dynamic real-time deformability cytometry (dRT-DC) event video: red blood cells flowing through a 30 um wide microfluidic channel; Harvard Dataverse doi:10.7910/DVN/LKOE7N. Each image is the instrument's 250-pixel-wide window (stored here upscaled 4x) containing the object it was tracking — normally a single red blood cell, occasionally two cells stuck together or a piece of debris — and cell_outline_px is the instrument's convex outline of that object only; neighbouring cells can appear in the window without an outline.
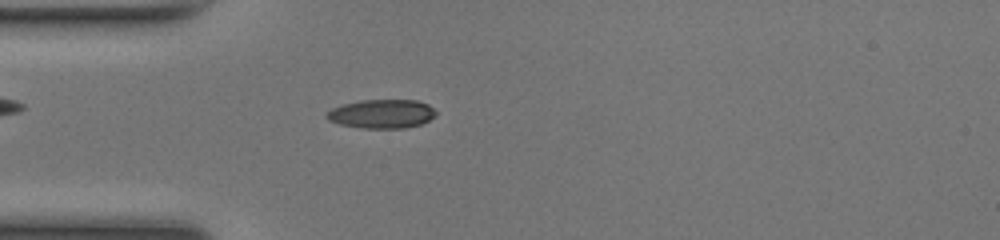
{"species": "common noctule bat (a hibernating species)", "species_latin": "Nyctalus noctula", "temperature_condition": "room temperature", "stored_images_in_passage": 46, "camera_frame_rate_fps": 3000, "um_per_image_px": 0.085, "animal": {"sex": "female", "body_mass_g": 17.0, "forearm_length_mm": 48.0}, "frame": {"image": 1, "passage_image": 11, "time_ms": 3.333, "image_size_px": [1000, 240], "cell_outline_px": [[436, 116], [420, 124], [404, 128], [364, 128], [340, 124], [328, 120], [324, 116], [332, 108], [344, 104], [360, 100], [416, 100], [428, 104], [436, 112]], "centroid_in_image_um": [32.44, 9.67], "position_along_channel_um": 52.6, "area_um2": 18.26}}
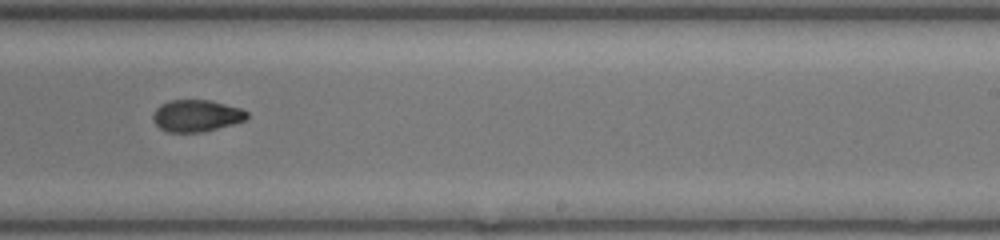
{"frame": {"image": 2, "passage_image": 27, "time_ms": 8.667, "image_size_px": [1000, 240], "cell_outline_px": [[248, 120], [204, 132], [168, 132], [160, 128], [152, 120], [152, 116], [156, 108], [160, 104], [168, 100], [208, 100], [240, 108], [248, 112]], "centroid_in_image_um": [16.69, 9.84], "position_along_channel_um": 272.3, "area_um2": 17.57}}
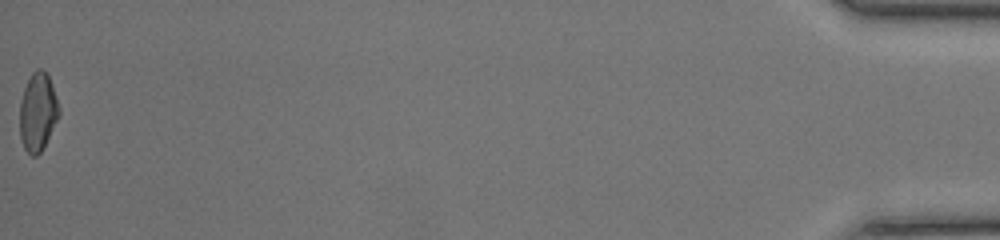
{"frame": {"image": 3, "passage_image": 46, "time_ms": 15.0, "image_size_px": [1000, 240], "cell_outline_px": [[60, 112], [40, 152], [36, 156], [32, 156], [24, 148], [20, 136], [20, 100], [24, 88], [32, 72], [36, 68], [40, 68], [48, 76], [52, 84], [60, 108]], "centroid_in_image_um": [3.19, 9.49], "position_along_channel_um": 432.0, "area_um2": 17.57}, "authors_computed_cell_mechanics": {"area_um2": 17.6868, "velocity_mm_per_s": 4.2568, "shape_relaxation_time_tau1_ms": 8.4792, "shape_relaxation_time_tau2_ms": 1.7822, "deformation_change_tau1": 0.2085, "deformation_change_tau2": 0.065}}